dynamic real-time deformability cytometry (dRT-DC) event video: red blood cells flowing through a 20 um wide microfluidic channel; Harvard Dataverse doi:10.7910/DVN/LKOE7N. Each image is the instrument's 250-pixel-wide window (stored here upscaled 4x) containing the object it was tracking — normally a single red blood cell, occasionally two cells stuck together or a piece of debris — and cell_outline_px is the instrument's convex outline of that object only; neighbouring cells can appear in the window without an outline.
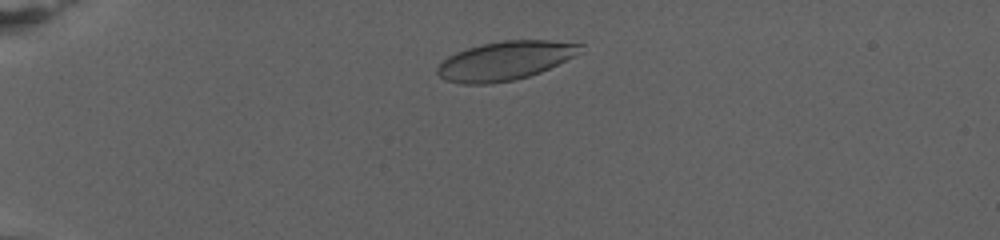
{"species": "human", "species_latin": "Homo sapiens", "temperature_condition": "warm", "stored_images_in_passage": 66, "camera_frame_rate_fps": 3000, "um_per_image_px": 0.085, "donor": {"sex": "female"}, "frame": {"image": 1, "passage_image": 8, "time_ms": 2.333, "image_size_px": [1000, 240], "cell_outline_px": [[584, 52], [576, 56], [540, 72], [516, 80], [488, 84], [460, 84], [444, 80], [436, 72], [436, 68], [448, 56], [456, 52], [480, 44], [504, 40], [548, 40], [584, 44]], "centroid_in_image_um": [42.96, 5.16], "position_along_channel_um": 42.0, "area_um2": 32.66}}
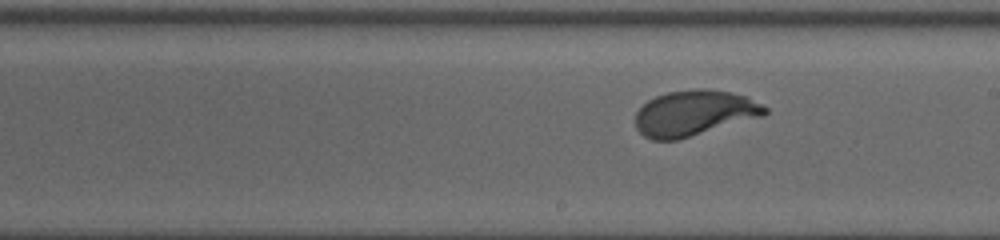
{"frame": {"image": 2, "passage_image": 35, "time_ms": 11.333, "image_size_px": [1000, 240], "cell_outline_px": [[768, 112], [764, 116], [676, 140], [652, 140], [644, 136], [636, 128], [636, 112], [648, 100], [656, 96], [668, 92], [696, 88], [708, 88], [728, 92], [744, 96], [768, 108]], "centroid_in_image_um": [58.99, 9.61], "position_along_channel_um": 230.0, "area_um2": 34.16}}
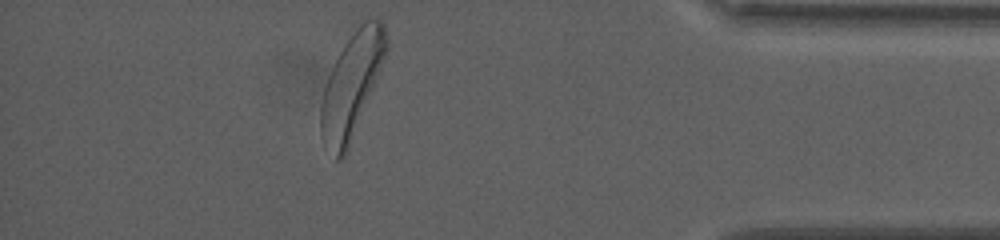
{"frame": {"image": 3, "passage_image": 58, "time_ms": 19.0, "image_size_px": [1000, 240], "cell_outline_px": [[388, 48], [348, 148], [344, 156], [340, 160], [336, 160], [320, 136], [320, 108], [324, 88], [328, 76], [340, 52], [356, 28], [364, 20], [380, 20], [384, 24], [388, 40]], "centroid_in_image_um": [29.87, 7.24], "position_along_channel_um": 405.3, "area_um2": 38.38}, "authors_computed_cell_mechanics": {"area_um2": 34.2176, "velocity_mm_per_s": 2.6963, "shape_relaxation_time_tau1_ms": 3.0946, "shape_relaxation_time_tau2_ms": null, "deformation_change_tau1": 0.1759, "deformation_change_tau2": null}}